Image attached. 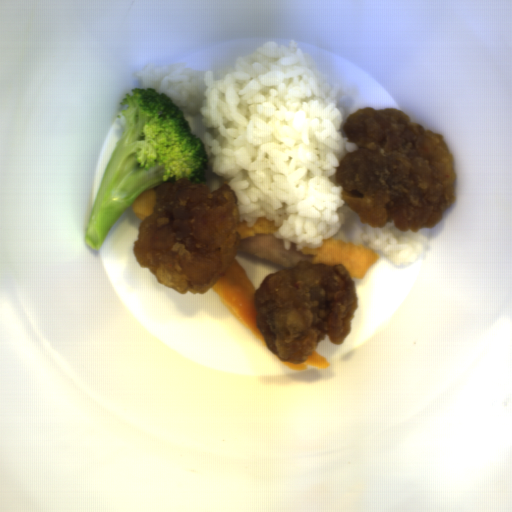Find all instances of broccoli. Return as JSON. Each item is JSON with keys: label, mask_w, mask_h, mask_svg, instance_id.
Returning a JSON list of instances; mask_svg holds the SVG:
<instances>
[{"label": "broccoli", "mask_w": 512, "mask_h": 512, "mask_svg": "<svg viewBox=\"0 0 512 512\" xmlns=\"http://www.w3.org/2000/svg\"><path fill=\"white\" fill-rule=\"evenodd\" d=\"M120 104L127 124L110 155L84 235L85 244L94 250L101 249L142 192L181 178L201 185L209 168L203 140L164 93L135 86Z\"/></svg>", "instance_id": "broccoli-1"}]
</instances>
